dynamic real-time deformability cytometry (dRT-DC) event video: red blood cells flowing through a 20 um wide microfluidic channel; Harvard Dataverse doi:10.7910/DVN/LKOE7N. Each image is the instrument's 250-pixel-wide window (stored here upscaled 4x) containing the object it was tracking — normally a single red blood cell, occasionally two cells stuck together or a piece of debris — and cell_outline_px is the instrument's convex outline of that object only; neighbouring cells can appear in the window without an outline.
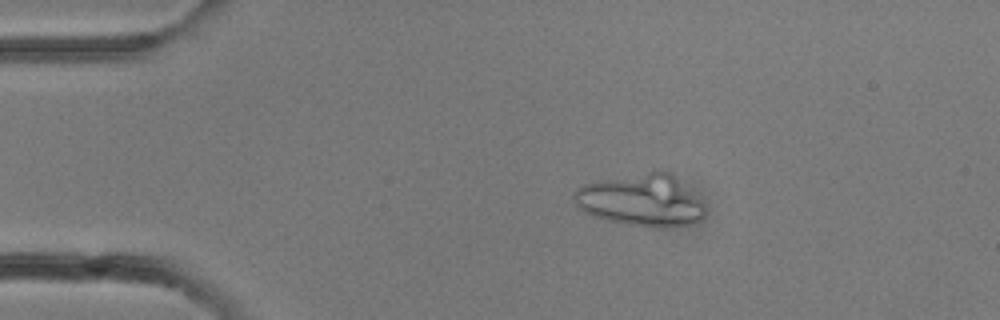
{"species": "common noctule bat (a hibernating species)", "species_latin": "Nyctalus noctula", "temperature_condition": "room temperature", "stored_images_in_passage": 29, "camera_frame_rate_fps": 3000, "um_per_image_px": 0.085, "animal": {"sex": "female"}, "frame": {"image": 1, "passage_image": 5, "time_ms": 1.333, "image_size_px": [1000, 320], "cell_outline_px": [[704, 216], [700, 220], [692, 224], [628, 224], [608, 220], [592, 216], [584, 212], [572, 200], [572, 192], [576, 188], [584, 184], [660, 168], [672, 172], [704, 204]], "centroid_in_image_um": [54.47, 16.95], "position_along_channel_um": 30.5, "area_um2": 39.13}}
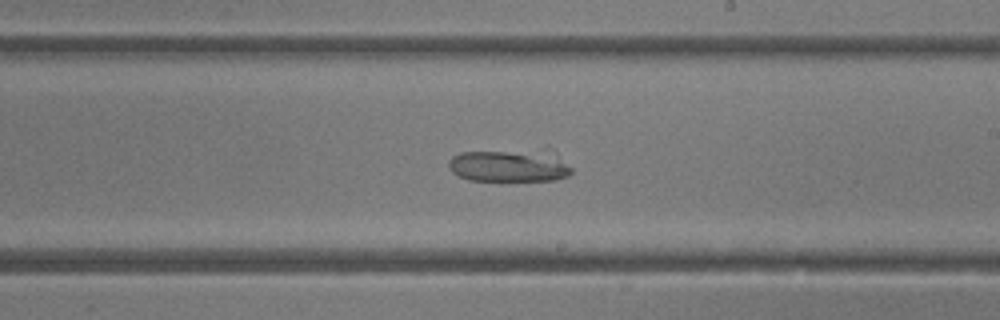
{"frame": {"image": 2, "passage_image": 17, "time_ms": 5.333, "image_size_px": [1000, 320], "cell_outline_px": [[572, 172], [568, 176], [556, 180], [468, 180], [452, 172], [448, 164], [448, 160], [452, 156], [460, 152], [552, 148], [572, 168]], "centroid_in_image_um": [43.38, 14.03], "position_along_channel_um": 245.6, "area_um2": 24.1}}
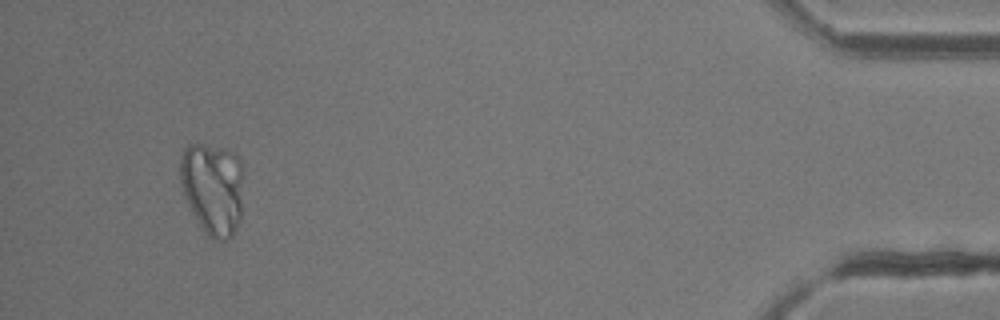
{"frame": {"image": 3, "passage_image": 28, "time_ms": 9.0, "image_size_px": [1000, 320], "cell_outline_px": [[244, 172], [240, 220], [232, 236], [228, 240], [212, 240], [208, 236], [192, 212], [184, 196], [180, 184], [180, 156], [184, 148], [188, 144], [200, 144], [224, 148], [232, 152], [240, 160], [244, 168]], "centroid_in_image_um": [18.09, 15.99], "position_along_channel_um": 417.1, "area_um2": 34.68}}